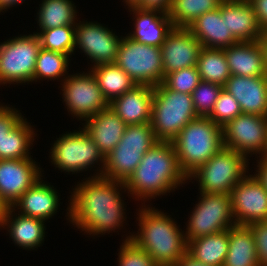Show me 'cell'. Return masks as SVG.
<instances>
[{
	"label": "cell",
	"mask_w": 267,
	"mask_h": 266,
	"mask_svg": "<svg viewBox=\"0 0 267 266\" xmlns=\"http://www.w3.org/2000/svg\"><path fill=\"white\" fill-rule=\"evenodd\" d=\"M72 189L66 216L74 227L92 236L123 228L126 219L120 194L122 189L126 191L123 182L103 176L89 177Z\"/></svg>",
	"instance_id": "obj_1"
},
{
	"label": "cell",
	"mask_w": 267,
	"mask_h": 266,
	"mask_svg": "<svg viewBox=\"0 0 267 266\" xmlns=\"http://www.w3.org/2000/svg\"><path fill=\"white\" fill-rule=\"evenodd\" d=\"M187 180L179 167L172 142L158 141L145 153L124 184L131 197L138 201H147L175 191Z\"/></svg>",
	"instance_id": "obj_2"
},
{
	"label": "cell",
	"mask_w": 267,
	"mask_h": 266,
	"mask_svg": "<svg viewBox=\"0 0 267 266\" xmlns=\"http://www.w3.org/2000/svg\"><path fill=\"white\" fill-rule=\"evenodd\" d=\"M137 215L139 229L136 234L131 233V240L159 266H174L187 252L184 231L169 215L155 207L142 205Z\"/></svg>",
	"instance_id": "obj_3"
},
{
	"label": "cell",
	"mask_w": 267,
	"mask_h": 266,
	"mask_svg": "<svg viewBox=\"0 0 267 266\" xmlns=\"http://www.w3.org/2000/svg\"><path fill=\"white\" fill-rule=\"evenodd\" d=\"M179 167L188 178L223 147L222 127L208 117L191 120L172 141Z\"/></svg>",
	"instance_id": "obj_4"
},
{
	"label": "cell",
	"mask_w": 267,
	"mask_h": 266,
	"mask_svg": "<svg viewBox=\"0 0 267 266\" xmlns=\"http://www.w3.org/2000/svg\"><path fill=\"white\" fill-rule=\"evenodd\" d=\"M197 117L191 94L173 91L163 83L154 87L150 123L158 141L172 142Z\"/></svg>",
	"instance_id": "obj_5"
},
{
	"label": "cell",
	"mask_w": 267,
	"mask_h": 266,
	"mask_svg": "<svg viewBox=\"0 0 267 266\" xmlns=\"http://www.w3.org/2000/svg\"><path fill=\"white\" fill-rule=\"evenodd\" d=\"M157 142L151 123L127 125L119 143L105 156L102 176L125 183Z\"/></svg>",
	"instance_id": "obj_6"
},
{
	"label": "cell",
	"mask_w": 267,
	"mask_h": 266,
	"mask_svg": "<svg viewBox=\"0 0 267 266\" xmlns=\"http://www.w3.org/2000/svg\"><path fill=\"white\" fill-rule=\"evenodd\" d=\"M249 160L239 152L223 147L194 171L188 180L195 178L199 182V193L230 194L249 173Z\"/></svg>",
	"instance_id": "obj_7"
},
{
	"label": "cell",
	"mask_w": 267,
	"mask_h": 266,
	"mask_svg": "<svg viewBox=\"0 0 267 266\" xmlns=\"http://www.w3.org/2000/svg\"><path fill=\"white\" fill-rule=\"evenodd\" d=\"M56 139L50 150V159L51 163L59 168L58 170L72 174L80 173L89 170L90 167L91 170L95 163H99L97 165L101 168L98 166L97 171L101 170L91 177L102 176L105 157L83 128L64 133Z\"/></svg>",
	"instance_id": "obj_8"
},
{
	"label": "cell",
	"mask_w": 267,
	"mask_h": 266,
	"mask_svg": "<svg viewBox=\"0 0 267 266\" xmlns=\"http://www.w3.org/2000/svg\"><path fill=\"white\" fill-rule=\"evenodd\" d=\"M40 41L33 34L17 36L0 44V84L33 82Z\"/></svg>",
	"instance_id": "obj_9"
},
{
	"label": "cell",
	"mask_w": 267,
	"mask_h": 266,
	"mask_svg": "<svg viewBox=\"0 0 267 266\" xmlns=\"http://www.w3.org/2000/svg\"><path fill=\"white\" fill-rule=\"evenodd\" d=\"M115 63L137 85L155 87L164 80L161 48L148 46L124 36L120 42Z\"/></svg>",
	"instance_id": "obj_10"
},
{
	"label": "cell",
	"mask_w": 267,
	"mask_h": 266,
	"mask_svg": "<svg viewBox=\"0 0 267 266\" xmlns=\"http://www.w3.org/2000/svg\"><path fill=\"white\" fill-rule=\"evenodd\" d=\"M187 223V231H184L186 242L236 226L232 214L231 195L200 193L199 202Z\"/></svg>",
	"instance_id": "obj_11"
},
{
	"label": "cell",
	"mask_w": 267,
	"mask_h": 266,
	"mask_svg": "<svg viewBox=\"0 0 267 266\" xmlns=\"http://www.w3.org/2000/svg\"><path fill=\"white\" fill-rule=\"evenodd\" d=\"M61 82L63 102L76 119L85 121L109 106L91 71L68 75Z\"/></svg>",
	"instance_id": "obj_12"
},
{
	"label": "cell",
	"mask_w": 267,
	"mask_h": 266,
	"mask_svg": "<svg viewBox=\"0 0 267 266\" xmlns=\"http://www.w3.org/2000/svg\"><path fill=\"white\" fill-rule=\"evenodd\" d=\"M225 148L246 158L261 157L267 146V116L241 113L222 127Z\"/></svg>",
	"instance_id": "obj_13"
},
{
	"label": "cell",
	"mask_w": 267,
	"mask_h": 266,
	"mask_svg": "<svg viewBox=\"0 0 267 266\" xmlns=\"http://www.w3.org/2000/svg\"><path fill=\"white\" fill-rule=\"evenodd\" d=\"M122 38L97 21L75 24V48L81 49L93 66L115 63Z\"/></svg>",
	"instance_id": "obj_14"
},
{
	"label": "cell",
	"mask_w": 267,
	"mask_h": 266,
	"mask_svg": "<svg viewBox=\"0 0 267 266\" xmlns=\"http://www.w3.org/2000/svg\"><path fill=\"white\" fill-rule=\"evenodd\" d=\"M230 195L237 225L248 226L257 221H267V189L253 174L247 173Z\"/></svg>",
	"instance_id": "obj_15"
},
{
	"label": "cell",
	"mask_w": 267,
	"mask_h": 266,
	"mask_svg": "<svg viewBox=\"0 0 267 266\" xmlns=\"http://www.w3.org/2000/svg\"><path fill=\"white\" fill-rule=\"evenodd\" d=\"M32 158L0 160V197L8 207L43 175Z\"/></svg>",
	"instance_id": "obj_16"
},
{
	"label": "cell",
	"mask_w": 267,
	"mask_h": 266,
	"mask_svg": "<svg viewBox=\"0 0 267 266\" xmlns=\"http://www.w3.org/2000/svg\"><path fill=\"white\" fill-rule=\"evenodd\" d=\"M160 48L165 77L174 71L196 66L202 45L187 28L174 27Z\"/></svg>",
	"instance_id": "obj_17"
},
{
	"label": "cell",
	"mask_w": 267,
	"mask_h": 266,
	"mask_svg": "<svg viewBox=\"0 0 267 266\" xmlns=\"http://www.w3.org/2000/svg\"><path fill=\"white\" fill-rule=\"evenodd\" d=\"M187 29L202 47L224 49L239 42L226 25V0L219 8L199 16Z\"/></svg>",
	"instance_id": "obj_18"
},
{
	"label": "cell",
	"mask_w": 267,
	"mask_h": 266,
	"mask_svg": "<svg viewBox=\"0 0 267 266\" xmlns=\"http://www.w3.org/2000/svg\"><path fill=\"white\" fill-rule=\"evenodd\" d=\"M239 103L242 113L267 116V75H232L223 86Z\"/></svg>",
	"instance_id": "obj_19"
},
{
	"label": "cell",
	"mask_w": 267,
	"mask_h": 266,
	"mask_svg": "<svg viewBox=\"0 0 267 266\" xmlns=\"http://www.w3.org/2000/svg\"><path fill=\"white\" fill-rule=\"evenodd\" d=\"M128 10L133 12L135 23H133V33L131 32L127 36L137 43L161 47L166 36L174 28L168 13L137 7H131Z\"/></svg>",
	"instance_id": "obj_20"
},
{
	"label": "cell",
	"mask_w": 267,
	"mask_h": 266,
	"mask_svg": "<svg viewBox=\"0 0 267 266\" xmlns=\"http://www.w3.org/2000/svg\"><path fill=\"white\" fill-rule=\"evenodd\" d=\"M154 87L136 85L109 103L127 125L145 124L151 121Z\"/></svg>",
	"instance_id": "obj_21"
},
{
	"label": "cell",
	"mask_w": 267,
	"mask_h": 266,
	"mask_svg": "<svg viewBox=\"0 0 267 266\" xmlns=\"http://www.w3.org/2000/svg\"><path fill=\"white\" fill-rule=\"evenodd\" d=\"M82 124L83 129L93 139L104 157L119 143L127 127V124L109 106Z\"/></svg>",
	"instance_id": "obj_22"
},
{
	"label": "cell",
	"mask_w": 267,
	"mask_h": 266,
	"mask_svg": "<svg viewBox=\"0 0 267 266\" xmlns=\"http://www.w3.org/2000/svg\"><path fill=\"white\" fill-rule=\"evenodd\" d=\"M40 178L12 206L21 215L48 220L56 214L59 204L58 192ZM44 181V182H43Z\"/></svg>",
	"instance_id": "obj_23"
},
{
	"label": "cell",
	"mask_w": 267,
	"mask_h": 266,
	"mask_svg": "<svg viewBox=\"0 0 267 266\" xmlns=\"http://www.w3.org/2000/svg\"><path fill=\"white\" fill-rule=\"evenodd\" d=\"M223 50L232 75H267L264 50L259 40L254 42H237Z\"/></svg>",
	"instance_id": "obj_24"
},
{
	"label": "cell",
	"mask_w": 267,
	"mask_h": 266,
	"mask_svg": "<svg viewBox=\"0 0 267 266\" xmlns=\"http://www.w3.org/2000/svg\"><path fill=\"white\" fill-rule=\"evenodd\" d=\"M15 211L12 207L8 208L2 218L0 229L1 226L2 228H7L9 237L13 239L12 241L18 247L26 250H34L40 247L45 237V220L21 215L20 213L15 215Z\"/></svg>",
	"instance_id": "obj_25"
},
{
	"label": "cell",
	"mask_w": 267,
	"mask_h": 266,
	"mask_svg": "<svg viewBox=\"0 0 267 266\" xmlns=\"http://www.w3.org/2000/svg\"><path fill=\"white\" fill-rule=\"evenodd\" d=\"M226 25L239 42H254L262 35L248 0H226Z\"/></svg>",
	"instance_id": "obj_26"
},
{
	"label": "cell",
	"mask_w": 267,
	"mask_h": 266,
	"mask_svg": "<svg viewBox=\"0 0 267 266\" xmlns=\"http://www.w3.org/2000/svg\"><path fill=\"white\" fill-rule=\"evenodd\" d=\"M229 248V230L187 242V252L208 266H223Z\"/></svg>",
	"instance_id": "obj_27"
},
{
	"label": "cell",
	"mask_w": 267,
	"mask_h": 266,
	"mask_svg": "<svg viewBox=\"0 0 267 266\" xmlns=\"http://www.w3.org/2000/svg\"><path fill=\"white\" fill-rule=\"evenodd\" d=\"M223 266H260L253 234L247 226L229 229V248Z\"/></svg>",
	"instance_id": "obj_28"
},
{
	"label": "cell",
	"mask_w": 267,
	"mask_h": 266,
	"mask_svg": "<svg viewBox=\"0 0 267 266\" xmlns=\"http://www.w3.org/2000/svg\"><path fill=\"white\" fill-rule=\"evenodd\" d=\"M89 70L108 103L137 85L116 63L92 66Z\"/></svg>",
	"instance_id": "obj_29"
},
{
	"label": "cell",
	"mask_w": 267,
	"mask_h": 266,
	"mask_svg": "<svg viewBox=\"0 0 267 266\" xmlns=\"http://www.w3.org/2000/svg\"><path fill=\"white\" fill-rule=\"evenodd\" d=\"M22 118L1 141V160L31 158L35 132L32 125Z\"/></svg>",
	"instance_id": "obj_30"
},
{
	"label": "cell",
	"mask_w": 267,
	"mask_h": 266,
	"mask_svg": "<svg viewBox=\"0 0 267 266\" xmlns=\"http://www.w3.org/2000/svg\"><path fill=\"white\" fill-rule=\"evenodd\" d=\"M72 0H43L37 12L40 32L55 27L75 25L76 6Z\"/></svg>",
	"instance_id": "obj_31"
},
{
	"label": "cell",
	"mask_w": 267,
	"mask_h": 266,
	"mask_svg": "<svg viewBox=\"0 0 267 266\" xmlns=\"http://www.w3.org/2000/svg\"><path fill=\"white\" fill-rule=\"evenodd\" d=\"M196 67L204 82L224 86L231 76L223 49L202 47Z\"/></svg>",
	"instance_id": "obj_32"
},
{
	"label": "cell",
	"mask_w": 267,
	"mask_h": 266,
	"mask_svg": "<svg viewBox=\"0 0 267 266\" xmlns=\"http://www.w3.org/2000/svg\"><path fill=\"white\" fill-rule=\"evenodd\" d=\"M223 0H172L168 12L173 26L187 28L202 14L219 8Z\"/></svg>",
	"instance_id": "obj_33"
},
{
	"label": "cell",
	"mask_w": 267,
	"mask_h": 266,
	"mask_svg": "<svg viewBox=\"0 0 267 266\" xmlns=\"http://www.w3.org/2000/svg\"><path fill=\"white\" fill-rule=\"evenodd\" d=\"M69 57V55L46 50L41 47L37 55L33 81L37 82V80L44 78L45 80L50 79L54 81L55 79H61L63 76L64 80L67 77L65 74L68 75Z\"/></svg>",
	"instance_id": "obj_34"
},
{
	"label": "cell",
	"mask_w": 267,
	"mask_h": 266,
	"mask_svg": "<svg viewBox=\"0 0 267 266\" xmlns=\"http://www.w3.org/2000/svg\"><path fill=\"white\" fill-rule=\"evenodd\" d=\"M43 49L71 55L75 51V25L55 27L36 32Z\"/></svg>",
	"instance_id": "obj_35"
},
{
	"label": "cell",
	"mask_w": 267,
	"mask_h": 266,
	"mask_svg": "<svg viewBox=\"0 0 267 266\" xmlns=\"http://www.w3.org/2000/svg\"><path fill=\"white\" fill-rule=\"evenodd\" d=\"M223 86L201 81L191 93L194 109L198 116L208 117L214 109V105Z\"/></svg>",
	"instance_id": "obj_36"
},
{
	"label": "cell",
	"mask_w": 267,
	"mask_h": 266,
	"mask_svg": "<svg viewBox=\"0 0 267 266\" xmlns=\"http://www.w3.org/2000/svg\"><path fill=\"white\" fill-rule=\"evenodd\" d=\"M200 82L197 67L191 66L166 74L162 83L173 91L191 94Z\"/></svg>",
	"instance_id": "obj_37"
},
{
	"label": "cell",
	"mask_w": 267,
	"mask_h": 266,
	"mask_svg": "<svg viewBox=\"0 0 267 266\" xmlns=\"http://www.w3.org/2000/svg\"><path fill=\"white\" fill-rule=\"evenodd\" d=\"M241 113L238 101L225 89H222L208 118L223 127Z\"/></svg>",
	"instance_id": "obj_38"
},
{
	"label": "cell",
	"mask_w": 267,
	"mask_h": 266,
	"mask_svg": "<svg viewBox=\"0 0 267 266\" xmlns=\"http://www.w3.org/2000/svg\"><path fill=\"white\" fill-rule=\"evenodd\" d=\"M118 253V266H159L147 252L126 236Z\"/></svg>",
	"instance_id": "obj_39"
},
{
	"label": "cell",
	"mask_w": 267,
	"mask_h": 266,
	"mask_svg": "<svg viewBox=\"0 0 267 266\" xmlns=\"http://www.w3.org/2000/svg\"><path fill=\"white\" fill-rule=\"evenodd\" d=\"M253 234L260 266H267V221H257L247 226Z\"/></svg>",
	"instance_id": "obj_40"
},
{
	"label": "cell",
	"mask_w": 267,
	"mask_h": 266,
	"mask_svg": "<svg viewBox=\"0 0 267 266\" xmlns=\"http://www.w3.org/2000/svg\"><path fill=\"white\" fill-rule=\"evenodd\" d=\"M24 116L19 110L9 105L0 104V160H1V141Z\"/></svg>",
	"instance_id": "obj_41"
},
{
	"label": "cell",
	"mask_w": 267,
	"mask_h": 266,
	"mask_svg": "<svg viewBox=\"0 0 267 266\" xmlns=\"http://www.w3.org/2000/svg\"><path fill=\"white\" fill-rule=\"evenodd\" d=\"M262 32L267 31V0H248Z\"/></svg>",
	"instance_id": "obj_42"
},
{
	"label": "cell",
	"mask_w": 267,
	"mask_h": 266,
	"mask_svg": "<svg viewBox=\"0 0 267 266\" xmlns=\"http://www.w3.org/2000/svg\"><path fill=\"white\" fill-rule=\"evenodd\" d=\"M172 5V0H141L137 6L139 9L160 10L168 13Z\"/></svg>",
	"instance_id": "obj_43"
},
{
	"label": "cell",
	"mask_w": 267,
	"mask_h": 266,
	"mask_svg": "<svg viewBox=\"0 0 267 266\" xmlns=\"http://www.w3.org/2000/svg\"><path fill=\"white\" fill-rule=\"evenodd\" d=\"M257 170H255L254 176L263 184V186L267 189V160L263 158H259L257 160Z\"/></svg>",
	"instance_id": "obj_44"
},
{
	"label": "cell",
	"mask_w": 267,
	"mask_h": 266,
	"mask_svg": "<svg viewBox=\"0 0 267 266\" xmlns=\"http://www.w3.org/2000/svg\"><path fill=\"white\" fill-rule=\"evenodd\" d=\"M174 266H208L196 260L186 252Z\"/></svg>",
	"instance_id": "obj_45"
},
{
	"label": "cell",
	"mask_w": 267,
	"mask_h": 266,
	"mask_svg": "<svg viewBox=\"0 0 267 266\" xmlns=\"http://www.w3.org/2000/svg\"><path fill=\"white\" fill-rule=\"evenodd\" d=\"M25 0H0V13L4 10L6 11L7 9L17 5V4H22Z\"/></svg>",
	"instance_id": "obj_46"
},
{
	"label": "cell",
	"mask_w": 267,
	"mask_h": 266,
	"mask_svg": "<svg viewBox=\"0 0 267 266\" xmlns=\"http://www.w3.org/2000/svg\"><path fill=\"white\" fill-rule=\"evenodd\" d=\"M259 41H260V43L263 47V50H264L265 64H266V68H267V31L262 32V35H261Z\"/></svg>",
	"instance_id": "obj_47"
},
{
	"label": "cell",
	"mask_w": 267,
	"mask_h": 266,
	"mask_svg": "<svg viewBox=\"0 0 267 266\" xmlns=\"http://www.w3.org/2000/svg\"><path fill=\"white\" fill-rule=\"evenodd\" d=\"M8 208L9 207L5 204V202L0 197V224H1L2 218L4 217V215L7 212Z\"/></svg>",
	"instance_id": "obj_48"
},
{
	"label": "cell",
	"mask_w": 267,
	"mask_h": 266,
	"mask_svg": "<svg viewBox=\"0 0 267 266\" xmlns=\"http://www.w3.org/2000/svg\"><path fill=\"white\" fill-rule=\"evenodd\" d=\"M126 5H128V8H131V7H137L141 0H123Z\"/></svg>",
	"instance_id": "obj_49"
},
{
	"label": "cell",
	"mask_w": 267,
	"mask_h": 266,
	"mask_svg": "<svg viewBox=\"0 0 267 266\" xmlns=\"http://www.w3.org/2000/svg\"><path fill=\"white\" fill-rule=\"evenodd\" d=\"M261 158L267 160V146H266V149H265L263 155L261 156Z\"/></svg>",
	"instance_id": "obj_50"
}]
</instances>
